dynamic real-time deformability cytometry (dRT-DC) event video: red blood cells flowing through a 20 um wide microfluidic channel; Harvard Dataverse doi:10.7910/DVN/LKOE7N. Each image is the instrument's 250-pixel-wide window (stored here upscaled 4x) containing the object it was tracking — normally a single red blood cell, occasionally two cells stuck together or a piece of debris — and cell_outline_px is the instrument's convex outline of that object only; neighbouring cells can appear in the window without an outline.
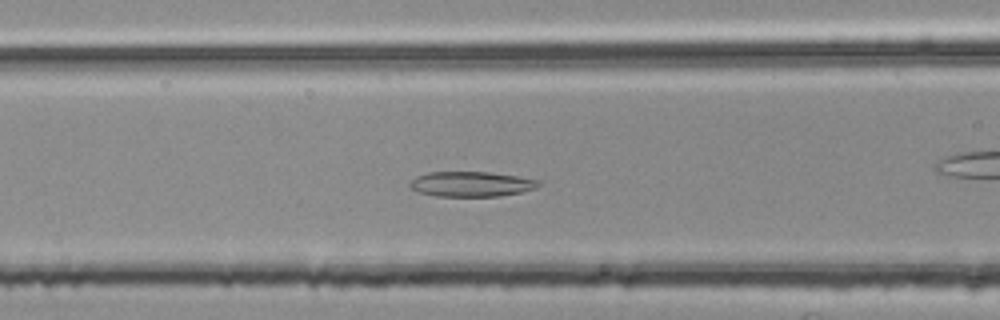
{"species": "common noctule bat (a hibernating species)", "species_latin": "Nyctalus noctula", "temperature_condition": "room temperature", "stored_images_in_passage": 49, "camera_frame_rate_fps": 3000, "um_per_image_px": 0.085, "animal": {"sex": "female", "body_mass_g": 25.1}, "frame": {"image": 1, "passage_image": 18, "time_ms": 5.667, "image_size_px": [1000, 320], "cell_outline_px": [[540, 184], [536, 188], [520, 192], [500, 196], [436, 196], [420, 192], [412, 188], [408, 184], [416, 176], [428, 172], [488, 172], [516, 176], [540, 180]], "centroid_in_image_um": [40.06, 15.64], "position_along_channel_um": 126.5, "area_um2": 18.67}}
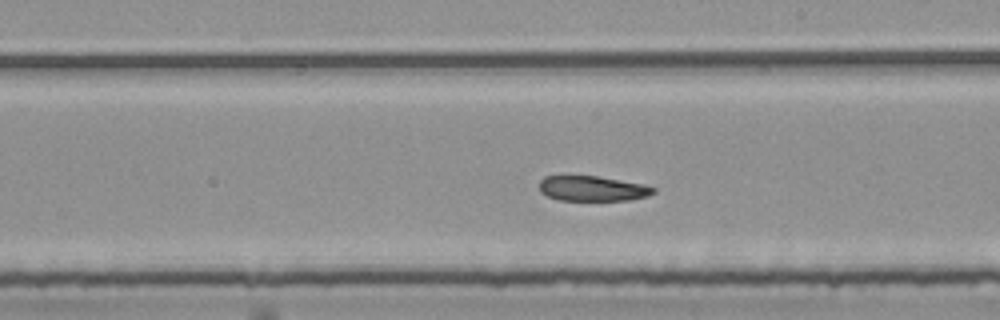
{"frame": {"image": 2, "passage_image": 27, "time_ms": 8.667, "image_size_px": [1000, 320], "cell_outline_px": [[656, 192], [648, 196], [628, 200], [560, 200], [548, 196], [540, 192], [540, 180], [544, 176], [596, 176], [640, 184], [656, 188]], "centroid_in_image_um": [50.34, 16.03], "position_along_channel_um": 238.7, "area_um2": 16.47}}
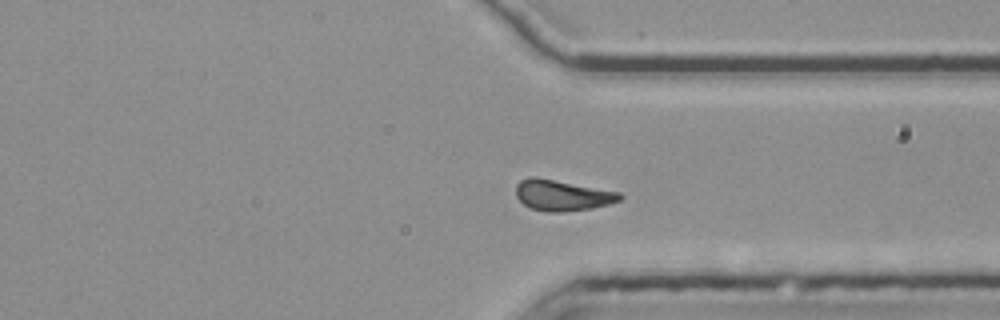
{"frame": {"image": 3, "passage_image": 37, "time_ms": 12.0, "image_size_px": [1000, 320], "cell_outline_px": [[624, 196], [620, 200], [608, 204], [592, 208], [560, 212], [544, 212], [528, 208], [516, 196], [516, 184], [520, 180], [528, 176], [536, 176], [620, 192]], "centroid_in_image_um": [47.76, 16.59], "position_along_channel_um": 363.6, "area_um2": 18.9}, "authors_computed_cell_mechanics": {"area_um2": 18.6694, "velocity_mm_per_s": 3.7541, "shape_relaxation_time_tau1_ms": null, "shape_relaxation_time_tau2_ms": 4.9005, "deformation_change_tau1": null, "deformation_change_tau2": 0.1072}}